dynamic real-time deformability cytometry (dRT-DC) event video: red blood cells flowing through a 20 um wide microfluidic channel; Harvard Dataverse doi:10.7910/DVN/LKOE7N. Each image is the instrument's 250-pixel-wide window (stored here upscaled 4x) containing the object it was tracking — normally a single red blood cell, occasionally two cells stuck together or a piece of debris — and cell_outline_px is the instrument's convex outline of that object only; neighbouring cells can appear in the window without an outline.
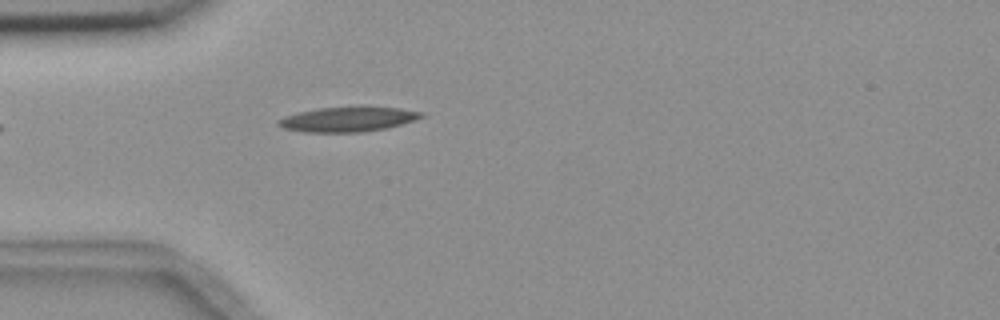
{"species": "common noctule bat (a hibernating species)", "species_latin": "Nyctalus noctula", "temperature_condition": "room temperature", "stored_images_in_passage": 1, "camera_frame_rate_fps": 3000, "um_per_image_px": 0.085, "animal": {"sex": "female", "body_mass_g": 18.4}, "frame": {"image": 1, "passage_image": 1, "time_ms": 0.0, "image_size_px": [1000, 320], "cell_outline_px": [[424, 116], [416, 120], [388, 128], [364, 132], [304, 132], [284, 128], [276, 124], [276, 120], [284, 116], [300, 112], [320, 108], [400, 108], [424, 112]], "centroid_in_image_um": [29.57, 10.16], "position_along_channel_um": 55.4, "area_um2": 20.35}}